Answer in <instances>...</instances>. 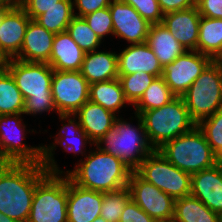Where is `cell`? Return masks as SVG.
<instances>
[{
	"instance_id": "e0dca14e",
	"label": "cell",
	"mask_w": 222,
	"mask_h": 222,
	"mask_svg": "<svg viewBox=\"0 0 222 222\" xmlns=\"http://www.w3.org/2000/svg\"><path fill=\"white\" fill-rule=\"evenodd\" d=\"M190 194L222 216V163L191 174Z\"/></svg>"
},
{
	"instance_id": "bcb514c9",
	"label": "cell",
	"mask_w": 222,
	"mask_h": 222,
	"mask_svg": "<svg viewBox=\"0 0 222 222\" xmlns=\"http://www.w3.org/2000/svg\"><path fill=\"white\" fill-rule=\"evenodd\" d=\"M92 222H107L103 217L99 216L98 218H96L94 221Z\"/></svg>"
},
{
	"instance_id": "ee69618b",
	"label": "cell",
	"mask_w": 222,
	"mask_h": 222,
	"mask_svg": "<svg viewBox=\"0 0 222 222\" xmlns=\"http://www.w3.org/2000/svg\"><path fill=\"white\" fill-rule=\"evenodd\" d=\"M0 222H17V221L8 217L5 214L0 213Z\"/></svg>"
},
{
	"instance_id": "5bb4252c",
	"label": "cell",
	"mask_w": 222,
	"mask_h": 222,
	"mask_svg": "<svg viewBox=\"0 0 222 222\" xmlns=\"http://www.w3.org/2000/svg\"><path fill=\"white\" fill-rule=\"evenodd\" d=\"M109 10L113 22V36L127 40L131 45L146 42L149 24L133 6L112 0Z\"/></svg>"
},
{
	"instance_id": "9c48e42d",
	"label": "cell",
	"mask_w": 222,
	"mask_h": 222,
	"mask_svg": "<svg viewBox=\"0 0 222 222\" xmlns=\"http://www.w3.org/2000/svg\"><path fill=\"white\" fill-rule=\"evenodd\" d=\"M135 172L174 200L190 195L191 174L178 169L158 150H153Z\"/></svg>"
},
{
	"instance_id": "d590c367",
	"label": "cell",
	"mask_w": 222,
	"mask_h": 222,
	"mask_svg": "<svg viewBox=\"0 0 222 222\" xmlns=\"http://www.w3.org/2000/svg\"><path fill=\"white\" fill-rule=\"evenodd\" d=\"M83 18L101 41L104 36H107V34H114L113 22L109 7H105L93 13L87 14Z\"/></svg>"
},
{
	"instance_id": "74e56055",
	"label": "cell",
	"mask_w": 222,
	"mask_h": 222,
	"mask_svg": "<svg viewBox=\"0 0 222 222\" xmlns=\"http://www.w3.org/2000/svg\"><path fill=\"white\" fill-rule=\"evenodd\" d=\"M119 222H157L141 209L132 199L124 207Z\"/></svg>"
},
{
	"instance_id": "f35d334b",
	"label": "cell",
	"mask_w": 222,
	"mask_h": 222,
	"mask_svg": "<svg viewBox=\"0 0 222 222\" xmlns=\"http://www.w3.org/2000/svg\"><path fill=\"white\" fill-rule=\"evenodd\" d=\"M59 1L60 0H23L21 7L32 20H35L48 9L58 6Z\"/></svg>"
},
{
	"instance_id": "4fadbf2b",
	"label": "cell",
	"mask_w": 222,
	"mask_h": 222,
	"mask_svg": "<svg viewBox=\"0 0 222 222\" xmlns=\"http://www.w3.org/2000/svg\"><path fill=\"white\" fill-rule=\"evenodd\" d=\"M213 59L196 50L185 51L163 68V78L176 96H183Z\"/></svg>"
},
{
	"instance_id": "2e32d148",
	"label": "cell",
	"mask_w": 222,
	"mask_h": 222,
	"mask_svg": "<svg viewBox=\"0 0 222 222\" xmlns=\"http://www.w3.org/2000/svg\"><path fill=\"white\" fill-rule=\"evenodd\" d=\"M73 116V117H71ZM60 119L61 120H67V124H63L61 127V130L59 131L58 135L55 138V143L51 144V146H42V154H43V165L45 167V170L47 173H54V174H64L62 170L59 169L57 162H55L54 159V149H56V145H61L63 146L64 151L68 152H74L75 154L81 153L82 148L86 147V142L87 143H93V141L88 137V135L82 130V127L80 126V121L78 118V122L76 121V115L75 114H60ZM73 118V119H71ZM69 119V120H68ZM67 127V128H66ZM68 129L69 134L66 133ZM61 132L67 136L62 135ZM61 134V135H60ZM71 134V135H70ZM70 135V136H69ZM75 137H73V136ZM61 136V137H60ZM73 139H71V138ZM70 139V140H68ZM77 141V142H76Z\"/></svg>"
},
{
	"instance_id": "7402d4cb",
	"label": "cell",
	"mask_w": 222,
	"mask_h": 222,
	"mask_svg": "<svg viewBox=\"0 0 222 222\" xmlns=\"http://www.w3.org/2000/svg\"><path fill=\"white\" fill-rule=\"evenodd\" d=\"M82 130L95 145L108 131L114 127L116 114L101 105L88 100L76 113Z\"/></svg>"
},
{
	"instance_id": "8992f818",
	"label": "cell",
	"mask_w": 222,
	"mask_h": 222,
	"mask_svg": "<svg viewBox=\"0 0 222 222\" xmlns=\"http://www.w3.org/2000/svg\"><path fill=\"white\" fill-rule=\"evenodd\" d=\"M158 151L178 169L190 174L220 162L197 125L190 132L166 142Z\"/></svg>"
},
{
	"instance_id": "836d02e7",
	"label": "cell",
	"mask_w": 222,
	"mask_h": 222,
	"mask_svg": "<svg viewBox=\"0 0 222 222\" xmlns=\"http://www.w3.org/2000/svg\"><path fill=\"white\" fill-rule=\"evenodd\" d=\"M156 77L145 72H136L126 76H119L125 99L134 105L151 85Z\"/></svg>"
},
{
	"instance_id": "1f68e13d",
	"label": "cell",
	"mask_w": 222,
	"mask_h": 222,
	"mask_svg": "<svg viewBox=\"0 0 222 222\" xmlns=\"http://www.w3.org/2000/svg\"><path fill=\"white\" fill-rule=\"evenodd\" d=\"M67 32L85 53L96 50L102 43L83 17L74 16Z\"/></svg>"
},
{
	"instance_id": "cb8c5ba5",
	"label": "cell",
	"mask_w": 222,
	"mask_h": 222,
	"mask_svg": "<svg viewBox=\"0 0 222 222\" xmlns=\"http://www.w3.org/2000/svg\"><path fill=\"white\" fill-rule=\"evenodd\" d=\"M80 72L89 84L119 78L117 54L96 50L87 52Z\"/></svg>"
},
{
	"instance_id": "7bdbcfd3",
	"label": "cell",
	"mask_w": 222,
	"mask_h": 222,
	"mask_svg": "<svg viewBox=\"0 0 222 222\" xmlns=\"http://www.w3.org/2000/svg\"><path fill=\"white\" fill-rule=\"evenodd\" d=\"M22 1L23 0H0V3L9 7H16L21 6Z\"/></svg>"
},
{
	"instance_id": "ab89813d",
	"label": "cell",
	"mask_w": 222,
	"mask_h": 222,
	"mask_svg": "<svg viewBox=\"0 0 222 222\" xmlns=\"http://www.w3.org/2000/svg\"><path fill=\"white\" fill-rule=\"evenodd\" d=\"M112 0H73V7L79 10L75 16L84 17L87 14L93 13L99 9L109 7Z\"/></svg>"
},
{
	"instance_id": "6da1fadb",
	"label": "cell",
	"mask_w": 222,
	"mask_h": 222,
	"mask_svg": "<svg viewBox=\"0 0 222 222\" xmlns=\"http://www.w3.org/2000/svg\"><path fill=\"white\" fill-rule=\"evenodd\" d=\"M47 174L40 164L0 163V213L27 222L36 185Z\"/></svg>"
},
{
	"instance_id": "d4e9b609",
	"label": "cell",
	"mask_w": 222,
	"mask_h": 222,
	"mask_svg": "<svg viewBox=\"0 0 222 222\" xmlns=\"http://www.w3.org/2000/svg\"><path fill=\"white\" fill-rule=\"evenodd\" d=\"M146 43L163 68L186 51L162 23L150 26Z\"/></svg>"
},
{
	"instance_id": "d6a6232c",
	"label": "cell",
	"mask_w": 222,
	"mask_h": 222,
	"mask_svg": "<svg viewBox=\"0 0 222 222\" xmlns=\"http://www.w3.org/2000/svg\"><path fill=\"white\" fill-rule=\"evenodd\" d=\"M130 199V190L127 186L117 191L103 193L100 216L107 222H119L122 211Z\"/></svg>"
},
{
	"instance_id": "60d3db41",
	"label": "cell",
	"mask_w": 222,
	"mask_h": 222,
	"mask_svg": "<svg viewBox=\"0 0 222 222\" xmlns=\"http://www.w3.org/2000/svg\"><path fill=\"white\" fill-rule=\"evenodd\" d=\"M196 6L202 17L222 19V0H197Z\"/></svg>"
},
{
	"instance_id": "ac0fdd59",
	"label": "cell",
	"mask_w": 222,
	"mask_h": 222,
	"mask_svg": "<svg viewBox=\"0 0 222 222\" xmlns=\"http://www.w3.org/2000/svg\"><path fill=\"white\" fill-rule=\"evenodd\" d=\"M103 192L74 184L68 178L67 222H92L100 216Z\"/></svg>"
},
{
	"instance_id": "e575fe53",
	"label": "cell",
	"mask_w": 222,
	"mask_h": 222,
	"mask_svg": "<svg viewBox=\"0 0 222 222\" xmlns=\"http://www.w3.org/2000/svg\"><path fill=\"white\" fill-rule=\"evenodd\" d=\"M213 152L222 158V109L197 124Z\"/></svg>"
},
{
	"instance_id": "b9f144b4",
	"label": "cell",
	"mask_w": 222,
	"mask_h": 222,
	"mask_svg": "<svg viewBox=\"0 0 222 222\" xmlns=\"http://www.w3.org/2000/svg\"><path fill=\"white\" fill-rule=\"evenodd\" d=\"M163 14L185 10L197 5V0H158Z\"/></svg>"
},
{
	"instance_id": "ba28073f",
	"label": "cell",
	"mask_w": 222,
	"mask_h": 222,
	"mask_svg": "<svg viewBox=\"0 0 222 222\" xmlns=\"http://www.w3.org/2000/svg\"><path fill=\"white\" fill-rule=\"evenodd\" d=\"M64 173H48L36 185L27 222H67L68 176Z\"/></svg>"
},
{
	"instance_id": "5b68a950",
	"label": "cell",
	"mask_w": 222,
	"mask_h": 222,
	"mask_svg": "<svg viewBox=\"0 0 222 222\" xmlns=\"http://www.w3.org/2000/svg\"><path fill=\"white\" fill-rule=\"evenodd\" d=\"M135 117L138 119L137 128L122 118H116L114 127L95 144L101 150L118 157L133 171L154 150L147 140L140 117L137 114ZM100 144L105 146L101 147Z\"/></svg>"
},
{
	"instance_id": "ffe728a7",
	"label": "cell",
	"mask_w": 222,
	"mask_h": 222,
	"mask_svg": "<svg viewBox=\"0 0 222 222\" xmlns=\"http://www.w3.org/2000/svg\"><path fill=\"white\" fill-rule=\"evenodd\" d=\"M118 75L126 76L136 72L159 77L163 75V67L146 42L133 44L117 54Z\"/></svg>"
},
{
	"instance_id": "52a82bcc",
	"label": "cell",
	"mask_w": 222,
	"mask_h": 222,
	"mask_svg": "<svg viewBox=\"0 0 222 222\" xmlns=\"http://www.w3.org/2000/svg\"><path fill=\"white\" fill-rule=\"evenodd\" d=\"M190 118L201 120L222 109V63L213 60L182 96Z\"/></svg>"
},
{
	"instance_id": "f6af8a7d",
	"label": "cell",
	"mask_w": 222,
	"mask_h": 222,
	"mask_svg": "<svg viewBox=\"0 0 222 222\" xmlns=\"http://www.w3.org/2000/svg\"><path fill=\"white\" fill-rule=\"evenodd\" d=\"M10 7L0 3V21L2 19L3 14L9 9Z\"/></svg>"
},
{
	"instance_id": "8d00e7d4",
	"label": "cell",
	"mask_w": 222,
	"mask_h": 222,
	"mask_svg": "<svg viewBox=\"0 0 222 222\" xmlns=\"http://www.w3.org/2000/svg\"><path fill=\"white\" fill-rule=\"evenodd\" d=\"M135 8V10L149 23L159 24L162 22V13L158 0H120Z\"/></svg>"
},
{
	"instance_id": "44dd1931",
	"label": "cell",
	"mask_w": 222,
	"mask_h": 222,
	"mask_svg": "<svg viewBox=\"0 0 222 222\" xmlns=\"http://www.w3.org/2000/svg\"><path fill=\"white\" fill-rule=\"evenodd\" d=\"M54 35L31 19L25 32L20 53L14 59L24 62L48 63L52 53Z\"/></svg>"
},
{
	"instance_id": "83f0119b",
	"label": "cell",
	"mask_w": 222,
	"mask_h": 222,
	"mask_svg": "<svg viewBox=\"0 0 222 222\" xmlns=\"http://www.w3.org/2000/svg\"><path fill=\"white\" fill-rule=\"evenodd\" d=\"M197 51L213 60L222 57V19L200 18Z\"/></svg>"
},
{
	"instance_id": "d6986e66",
	"label": "cell",
	"mask_w": 222,
	"mask_h": 222,
	"mask_svg": "<svg viewBox=\"0 0 222 222\" xmlns=\"http://www.w3.org/2000/svg\"><path fill=\"white\" fill-rule=\"evenodd\" d=\"M201 15L197 6L164 14V25L186 51L196 50Z\"/></svg>"
},
{
	"instance_id": "7a4b0ae2",
	"label": "cell",
	"mask_w": 222,
	"mask_h": 222,
	"mask_svg": "<svg viewBox=\"0 0 222 222\" xmlns=\"http://www.w3.org/2000/svg\"><path fill=\"white\" fill-rule=\"evenodd\" d=\"M96 147L85 160L80 159L74 170L66 171L68 178L82 188L103 193L126 187L133 170L118 157Z\"/></svg>"
},
{
	"instance_id": "3957f363",
	"label": "cell",
	"mask_w": 222,
	"mask_h": 222,
	"mask_svg": "<svg viewBox=\"0 0 222 222\" xmlns=\"http://www.w3.org/2000/svg\"><path fill=\"white\" fill-rule=\"evenodd\" d=\"M2 65L13 76L24 102V114L35 115L55 111L51 82L53 69L48 63L24 62L8 59Z\"/></svg>"
},
{
	"instance_id": "f1b7e54d",
	"label": "cell",
	"mask_w": 222,
	"mask_h": 222,
	"mask_svg": "<svg viewBox=\"0 0 222 222\" xmlns=\"http://www.w3.org/2000/svg\"><path fill=\"white\" fill-rule=\"evenodd\" d=\"M24 98L11 73L0 65V115L24 114Z\"/></svg>"
},
{
	"instance_id": "4dcf8cb0",
	"label": "cell",
	"mask_w": 222,
	"mask_h": 222,
	"mask_svg": "<svg viewBox=\"0 0 222 222\" xmlns=\"http://www.w3.org/2000/svg\"><path fill=\"white\" fill-rule=\"evenodd\" d=\"M175 97L176 95L166 84L163 76H159L152 81L142 97L133 106L135 107V112H144L160 108Z\"/></svg>"
},
{
	"instance_id": "9a60e30c",
	"label": "cell",
	"mask_w": 222,
	"mask_h": 222,
	"mask_svg": "<svg viewBox=\"0 0 222 222\" xmlns=\"http://www.w3.org/2000/svg\"><path fill=\"white\" fill-rule=\"evenodd\" d=\"M31 18L21 6L10 7L0 21V62L14 59L22 48Z\"/></svg>"
},
{
	"instance_id": "484cf974",
	"label": "cell",
	"mask_w": 222,
	"mask_h": 222,
	"mask_svg": "<svg viewBox=\"0 0 222 222\" xmlns=\"http://www.w3.org/2000/svg\"><path fill=\"white\" fill-rule=\"evenodd\" d=\"M172 222H222V216L190 194L174 201Z\"/></svg>"
},
{
	"instance_id": "8fae6325",
	"label": "cell",
	"mask_w": 222,
	"mask_h": 222,
	"mask_svg": "<svg viewBox=\"0 0 222 222\" xmlns=\"http://www.w3.org/2000/svg\"><path fill=\"white\" fill-rule=\"evenodd\" d=\"M51 92L57 114H75L89 100V83L80 71H53Z\"/></svg>"
},
{
	"instance_id": "277c9868",
	"label": "cell",
	"mask_w": 222,
	"mask_h": 222,
	"mask_svg": "<svg viewBox=\"0 0 222 222\" xmlns=\"http://www.w3.org/2000/svg\"><path fill=\"white\" fill-rule=\"evenodd\" d=\"M144 126L147 140L154 150L166 142L190 132L197 124L190 118L188 109L181 96L160 108L135 112Z\"/></svg>"
},
{
	"instance_id": "4316f807",
	"label": "cell",
	"mask_w": 222,
	"mask_h": 222,
	"mask_svg": "<svg viewBox=\"0 0 222 222\" xmlns=\"http://www.w3.org/2000/svg\"><path fill=\"white\" fill-rule=\"evenodd\" d=\"M89 100L116 114L125 103L123 88L119 78L89 84Z\"/></svg>"
},
{
	"instance_id": "603a6c76",
	"label": "cell",
	"mask_w": 222,
	"mask_h": 222,
	"mask_svg": "<svg viewBox=\"0 0 222 222\" xmlns=\"http://www.w3.org/2000/svg\"><path fill=\"white\" fill-rule=\"evenodd\" d=\"M85 52L67 31L54 35L52 53L48 64L53 70L80 71Z\"/></svg>"
},
{
	"instance_id": "7c38bea8",
	"label": "cell",
	"mask_w": 222,
	"mask_h": 222,
	"mask_svg": "<svg viewBox=\"0 0 222 222\" xmlns=\"http://www.w3.org/2000/svg\"><path fill=\"white\" fill-rule=\"evenodd\" d=\"M127 187L131 199L157 222H172L174 199L151 183L142 179L135 171L130 175Z\"/></svg>"
},
{
	"instance_id": "f546056e",
	"label": "cell",
	"mask_w": 222,
	"mask_h": 222,
	"mask_svg": "<svg viewBox=\"0 0 222 222\" xmlns=\"http://www.w3.org/2000/svg\"><path fill=\"white\" fill-rule=\"evenodd\" d=\"M74 11L72 0H60L58 6L48 9L35 21L47 31L58 34L67 31L70 21L75 16Z\"/></svg>"
},
{
	"instance_id": "30bf717a",
	"label": "cell",
	"mask_w": 222,
	"mask_h": 222,
	"mask_svg": "<svg viewBox=\"0 0 222 222\" xmlns=\"http://www.w3.org/2000/svg\"><path fill=\"white\" fill-rule=\"evenodd\" d=\"M20 116L21 114L0 115V163L43 165L42 147H29L22 142L26 138V125L21 124Z\"/></svg>"
}]
</instances>
